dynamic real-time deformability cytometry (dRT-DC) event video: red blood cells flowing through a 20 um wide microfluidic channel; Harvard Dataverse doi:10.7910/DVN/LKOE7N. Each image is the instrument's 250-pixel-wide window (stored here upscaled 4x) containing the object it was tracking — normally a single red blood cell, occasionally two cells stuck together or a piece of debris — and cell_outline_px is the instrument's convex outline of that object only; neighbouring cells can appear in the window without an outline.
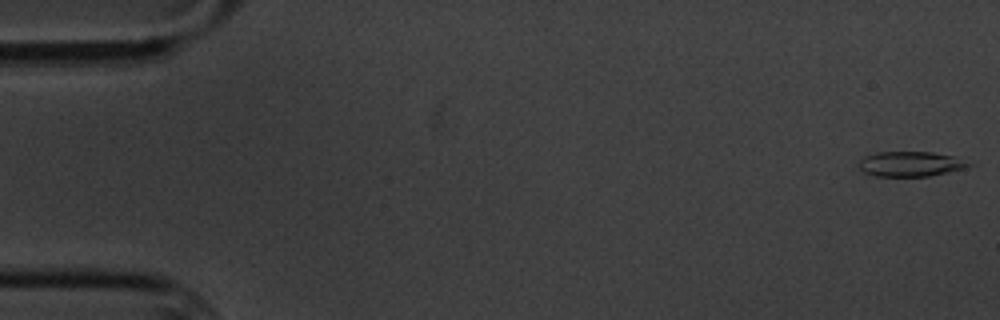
{"species": "common noctule bat (a hibernating species)", "species_latin": "Nyctalus noctula", "temperature_condition": "cold", "stored_images_in_passage": 4, "camera_frame_rate_fps": 3000, "um_per_image_px": 0.085, "animal": {"sex": "male", "body_mass_g": 20.1, "forearm_length_mm": 53.5}, "frame": {"image": 1, "passage_image": 1, "time_ms": 0.0, "image_size_px": [1000, 320], "cell_outline_px": [[976, 164], [964, 168], [948, 172], [928, 176], [876, 176], [864, 172], [860, 168], [860, 160], [864, 156], [876, 152], [932, 152], [976, 160]], "centroid_in_image_um": [77.52, 13.92], "position_along_channel_um": 7.5, "area_um2": 16.3}}